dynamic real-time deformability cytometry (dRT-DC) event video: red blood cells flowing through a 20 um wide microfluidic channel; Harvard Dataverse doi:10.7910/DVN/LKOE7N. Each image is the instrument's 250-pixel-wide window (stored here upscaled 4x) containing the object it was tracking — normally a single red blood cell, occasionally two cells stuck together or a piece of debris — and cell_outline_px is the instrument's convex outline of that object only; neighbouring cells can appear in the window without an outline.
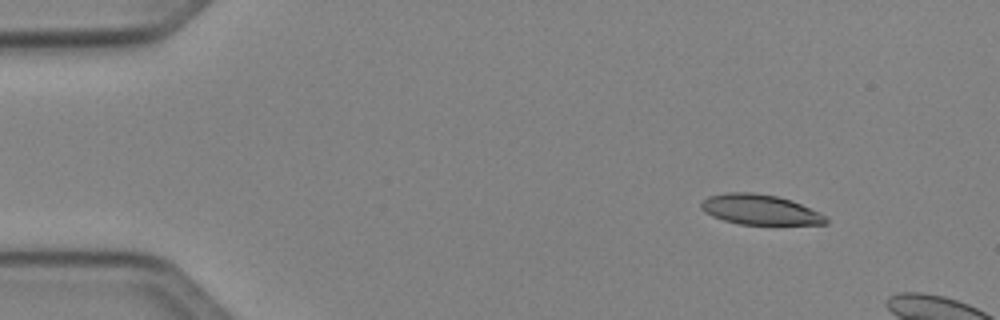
{"species": "Egyptian fruit bat (a non-hibernating species)", "species_latin": "Rousettus aegyptiacus", "temperature_condition": "cold", "stored_images_in_passage": 6, "camera_frame_rate_fps": 3000, "um_per_image_px": 0.085, "animal": {"sex": "female"}, "frame": {"image": 1, "passage_image": 1, "time_ms": 0.0, "image_size_px": [1000, 320], "cell_outline_px": [[828, 224], [740, 224], [724, 220], [712, 216], [704, 212], [700, 208], [700, 204], [708, 196], [724, 192], [756, 192], [776, 196], [792, 200], [820, 212], [828, 220]], "centroid_in_image_um": [64.57, 17.8], "position_along_channel_um": 20.4, "area_um2": 21.96}}